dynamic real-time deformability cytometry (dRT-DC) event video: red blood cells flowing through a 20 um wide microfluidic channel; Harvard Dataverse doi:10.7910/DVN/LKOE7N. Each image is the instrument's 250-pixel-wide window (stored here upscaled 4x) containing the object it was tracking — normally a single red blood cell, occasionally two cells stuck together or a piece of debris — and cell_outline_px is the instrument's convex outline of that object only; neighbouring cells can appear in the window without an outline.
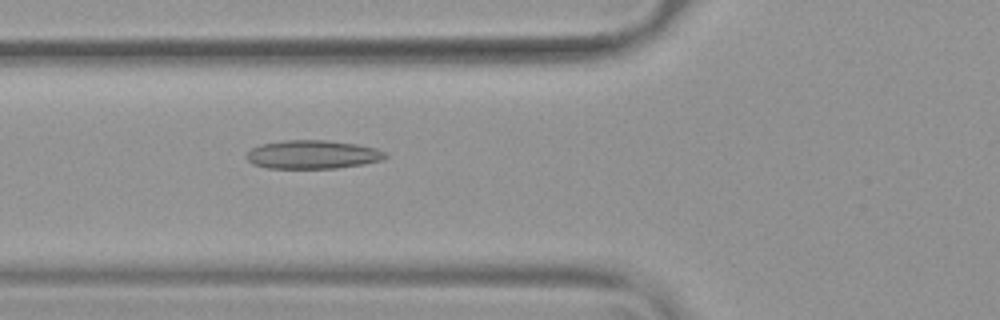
{"species": "common noctule bat (a hibernating species)", "species_latin": "Nyctalus noctula", "temperature_condition": "warm", "stored_images_in_passage": 53, "camera_frame_rate_fps": 3000, "um_per_image_px": 0.085, "animal": {"sex": "female", "body_mass_g": 19.9}, "frame": {"image": 1, "passage_image": 20, "time_ms": 6.333, "image_size_px": [1000, 320], "cell_outline_px": [[388, 156], [384, 160], [364, 164], [336, 168], [268, 168], [252, 164], [244, 156], [252, 148], [260, 144], [284, 140], [324, 140], [356, 144], [376, 148], [388, 152]], "centroid_in_image_um": [26.6, 13.13], "position_along_channel_um": 99.2, "area_um2": 23.29}}
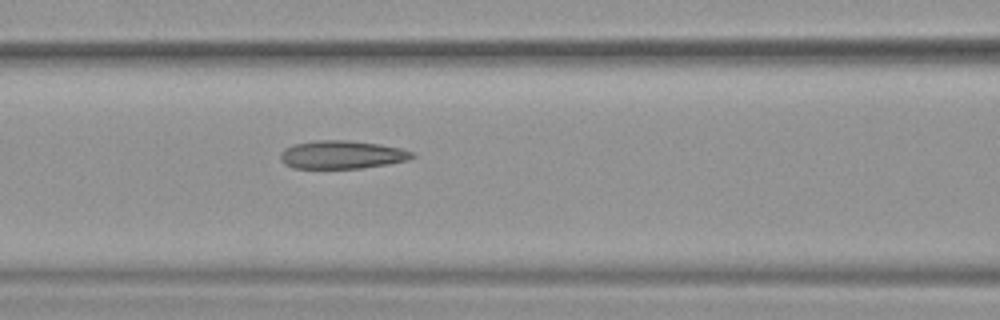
{"frame": {"image": 2, "passage_image": 23, "time_ms": 7.333, "image_size_px": [1000, 320], "cell_outline_px": [[416, 156], [408, 160], [388, 164], [360, 168], [292, 168], [284, 164], [280, 160], [280, 152], [284, 148], [292, 144], [316, 140], [348, 140], [380, 144], [400, 148], [412, 152]], "centroid_in_image_um": [29.02, 13.14], "position_along_channel_um": 137.6, "area_um2": 21.79}}
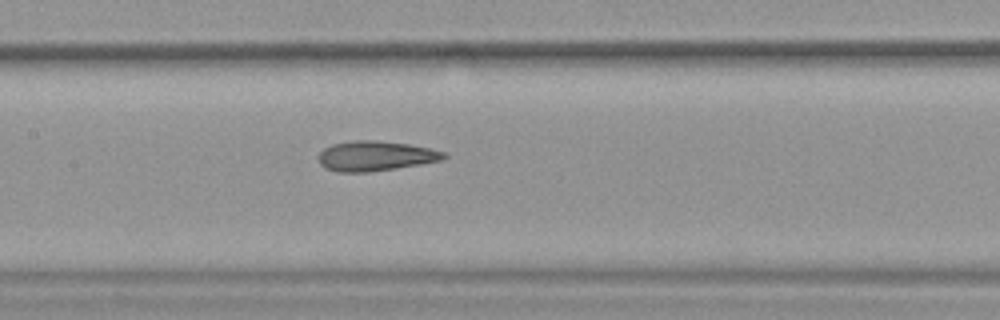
{"frame": {"image": 3, "passage_image": 26, "time_ms": 8.333, "image_size_px": [1000, 320], "cell_outline_px": [[448, 156], [444, 160], [396, 168], [368, 172], [340, 172], [324, 168], [320, 164], [320, 152], [324, 148], [332, 144], [352, 140], [376, 140], [408, 144], [432, 148], [444, 152]], "centroid_in_image_um": [31.94, 13.25], "position_along_channel_um": 175.5, "area_um2": 21.91}, "authors_computed_cell_mechanics": {"area_um2": 22.7732, "velocity_mm_per_s": 3.7965, "shape_relaxation_time_tau1_ms": null, "shape_relaxation_time_tau2_ms": 2.2743, "deformation_change_tau1": null, "deformation_change_tau2": 0.1033}}